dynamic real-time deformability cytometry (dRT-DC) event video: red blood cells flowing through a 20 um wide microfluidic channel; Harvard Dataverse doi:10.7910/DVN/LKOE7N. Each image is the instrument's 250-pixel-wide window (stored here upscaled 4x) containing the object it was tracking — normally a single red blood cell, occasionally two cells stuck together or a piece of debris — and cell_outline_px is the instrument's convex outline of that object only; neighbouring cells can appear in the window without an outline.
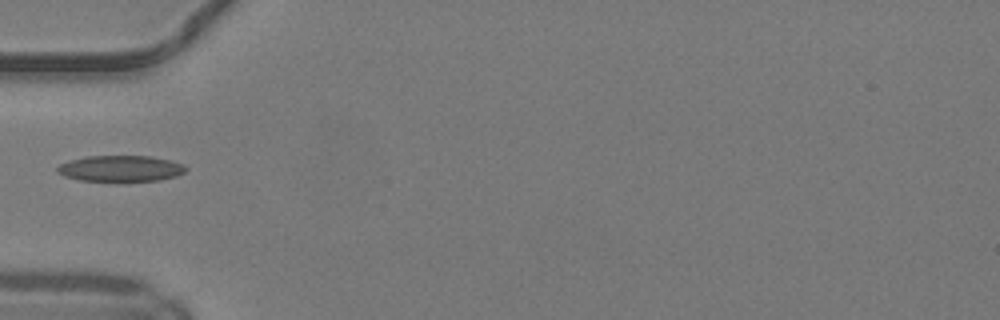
{"species": "common noctule bat (a hibernating species)", "species_latin": "Nyctalus noctula", "temperature_condition": "warm", "stored_images_in_passage": 34, "camera_frame_rate_fps": 3000, "um_per_image_px": 0.085, "animal": {"sex": "male", "body_mass_g": 19.2, "forearm_length_mm": 51.8}, "frame": {"image": 1, "passage_image": 1, "time_ms": 0.0, "image_size_px": [1000, 320], "cell_outline_px": [[188, 168], [184, 172], [176, 176], [160, 180], [116, 184], [80, 180], [64, 176], [56, 172], [56, 168], [60, 164], [72, 160], [88, 156], [152, 156], [172, 160], [184, 164]], "centroid_in_image_um": [10.28, 14.37], "position_along_channel_um": 74.7, "area_um2": 20.46}}
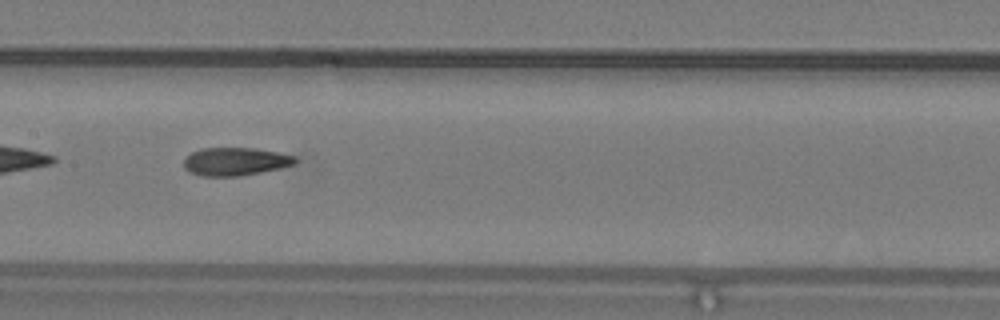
{"frame": {"image": 2, "passage_image": 9, "time_ms": 2.667, "image_size_px": [1000, 320], "cell_outline_px": [[296, 164], [280, 168], [240, 176], [204, 176], [188, 172], [184, 168], [184, 156], [200, 148], [256, 148], [280, 152], [296, 156]], "centroid_in_image_um": [19.99, 13.72], "position_along_channel_um": 187.4, "area_um2": 18.44}}
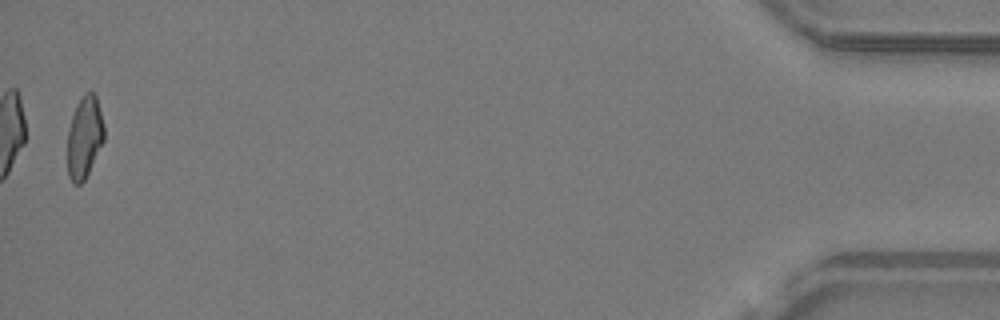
{"frame": {"image": 3, "passage_image": 33, "time_ms": 10.667, "image_size_px": [1000, 320], "cell_outline_px": [[104, 140], [84, 180], [80, 184], [72, 184], [68, 176], [68, 128], [76, 104], [84, 92], [92, 92], [96, 96], [104, 124]], "centroid_in_image_um": [7.17, 11.65], "position_along_channel_um": 428.0, "area_um2": 17.46}}